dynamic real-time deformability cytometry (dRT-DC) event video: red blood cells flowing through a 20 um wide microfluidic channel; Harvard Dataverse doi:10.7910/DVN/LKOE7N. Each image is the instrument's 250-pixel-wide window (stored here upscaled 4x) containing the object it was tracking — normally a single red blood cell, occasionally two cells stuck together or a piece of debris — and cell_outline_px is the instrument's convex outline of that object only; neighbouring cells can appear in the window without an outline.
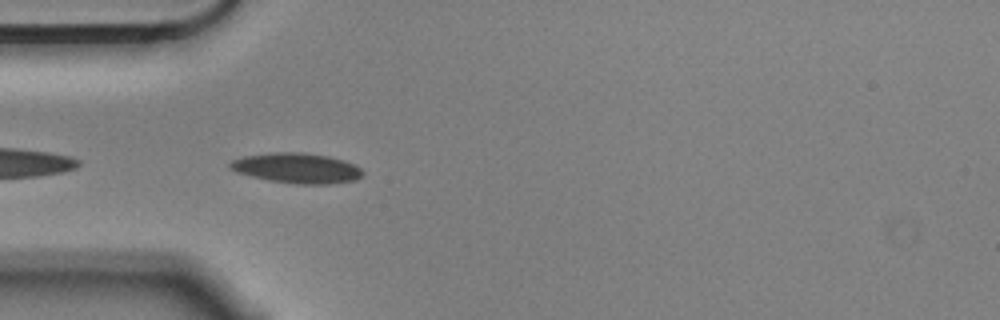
{"species": "Egyptian fruit bat (a non-hibernating species)", "species_latin": "Rousettus aegyptiacus", "temperature_condition": "cold", "stored_images_in_passage": 9, "camera_frame_rate_fps": 3000, "um_per_image_px": 0.085, "animal": {"sex": "male"}, "frame": {"image": 1, "passage_image": 2, "time_ms": 0.333, "image_size_px": [1000, 320], "cell_outline_px": [[364, 176], [356, 180], [328, 184], [296, 184], [268, 180], [236, 172], [228, 168], [228, 164], [232, 160], [244, 156], [276, 152], [300, 152], [328, 156], [344, 160], [360, 168], [364, 172]], "centroid_in_image_um": [25.24, 14.29], "position_along_channel_um": 59.8, "area_um2": 23.35}}
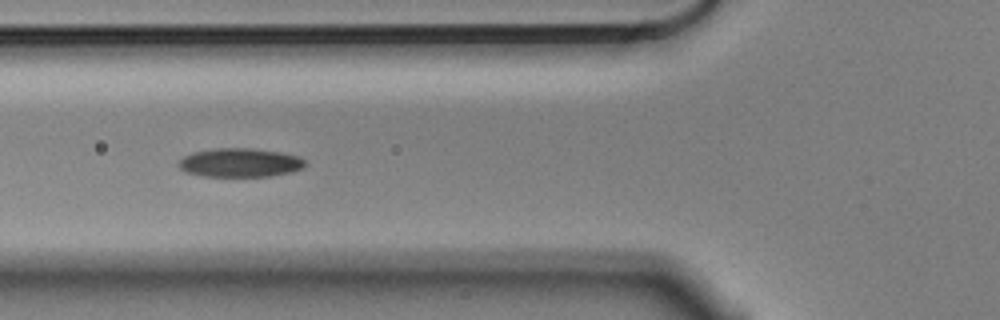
{"frame": {"image": 2, "passage_image": 6, "time_ms": 1.667, "image_size_px": [1000, 320], "cell_outline_px": [[304, 168], [292, 172], [268, 176], [204, 176], [184, 172], [176, 164], [184, 156], [192, 152], [216, 148], [252, 148], [280, 152], [296, 156], [304, 160]], "centroid_in_image_um": [20.36, 13.82], "position_along_channel_um": 105.4, "area_um2": 21.21}}